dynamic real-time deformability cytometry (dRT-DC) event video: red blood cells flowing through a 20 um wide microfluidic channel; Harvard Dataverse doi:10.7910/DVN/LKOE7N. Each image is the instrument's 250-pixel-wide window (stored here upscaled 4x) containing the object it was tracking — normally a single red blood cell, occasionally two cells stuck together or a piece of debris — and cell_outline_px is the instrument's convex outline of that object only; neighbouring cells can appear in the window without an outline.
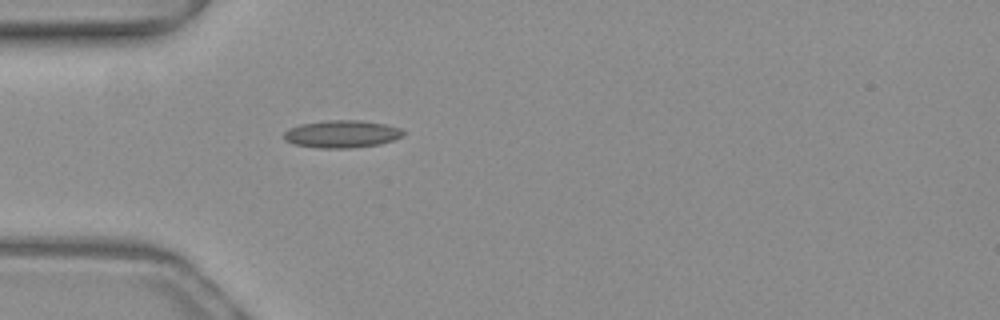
{"species": "common noctule bat (a hibernating species)", "species_latin": "Nyctalus noctula", "temperature_condition": "warm", "stored_images_in_passage": 33, "camera_frame_rate_fps": 3000, "um_per_image_px": 0.085, "animal": {"sex": "female", "body_mass_g": 19.3, "forearm_length_mm": 54.1}, "frame": {"image": 1, "passage_image": 1, "time_ms": 0.0, "image_size_px": [1000, 320], "cell_outline_px": [[404, 132], [400, 136], [392, 140], [380, 144], [348, 148], [320, 148], [292, 144], [284, 140], [284, 132], [300, 124], [324, 120], [360, 120], [384, 124], [400, 128]], "centroid_in_image_um": [29.01, 11.39], "position_along_channel_um": 56.0, "area_um2": 18.96}}
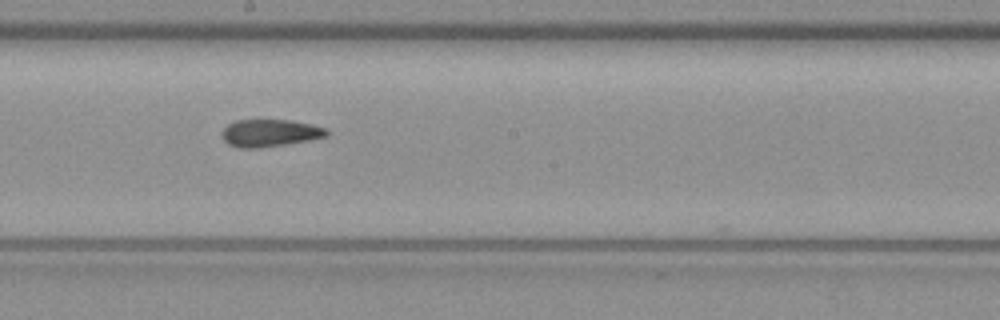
{"frame": {"image": 2, "passage_image": 14, "time_ms": 4.333, "image_size_px": [1000, 320], "cell_outline_px": [[328, 136], [308, 140], [260, 148], [240, 148], [228, 144], [220, 136], [224, 128], [228, 124], [236, 120], [288, 120], [312, 124], [328, 128]], "centroid_in_image_um": [22.93, 11.3], "position_along_channel_um": 225.3, "area_um2": 16.7}}
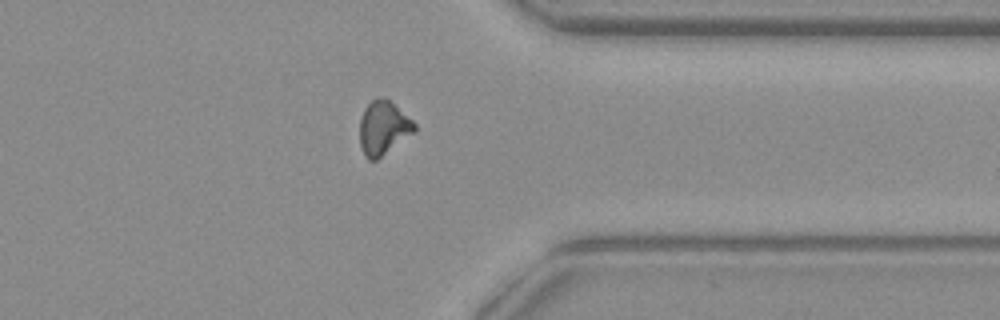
{"frame": {"image": 3, "passage_image": 26, "time_ms": 8.333, "image_size_px": [1000, 320], "cell_outline_px": [[416, 132], [376, 160], [368, 160], [364, 156], [360, 144], [360, 116], [364, 108], [376, 96], [380, 96], [388, 100], [412, 120], [416, 124]], "centroid_in_image_um": [32.57, 10.88], "position_along_channel_um": 378.8, "area_um2": 17.22}, "authors_computed_cell_mechanics": {"area_um2": 17.1088, "velocity_mm_per_s": 4.0289, "shape_relaxation_time_tau1_ms": null, "shape_relaxation_time_tau2_ms": 2.3752, "deformation_change_tau1": null, "deformation_change_tau2": 0.1054}}